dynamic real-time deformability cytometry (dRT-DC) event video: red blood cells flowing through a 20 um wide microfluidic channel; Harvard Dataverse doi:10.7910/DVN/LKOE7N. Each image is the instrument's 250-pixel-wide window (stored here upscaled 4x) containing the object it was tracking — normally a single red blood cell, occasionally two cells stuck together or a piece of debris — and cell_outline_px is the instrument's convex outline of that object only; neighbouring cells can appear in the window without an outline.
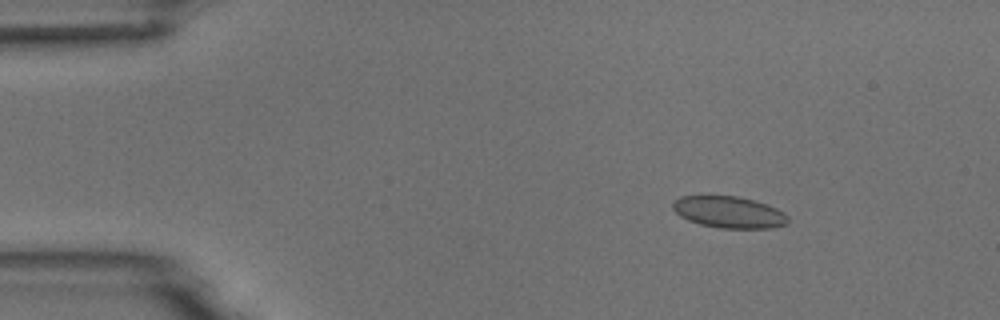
{"species": "common noctule bat (a hibernating species)", "species_latin": "Nyctalus noctula", "temperature_condition": "room temperature", "stored_images_in_passage": 5, "camera_frame_rate_fps": 3000, "um_per_image_px": 0.085, "animal": {"sex": "male", "body_mass_g": 18.8}, "frame": {"image": 1, "passage_image": 2, "time_ms": 1.0, "image_size_px": [1000, 320], "cell_outline_px": [[788, 224], [772, 228], [720, 228], [700, 224], [688, 220], [680, 216], [672, 208], [672, 204], [680, 196], [736, 196], [752, 200], [776, 208], [784, 212], [788, 216]], "centroid_in_image_um": [61.97, 18.04], "position_along_channel_um": 23.0, "area_um2": 21.1}}
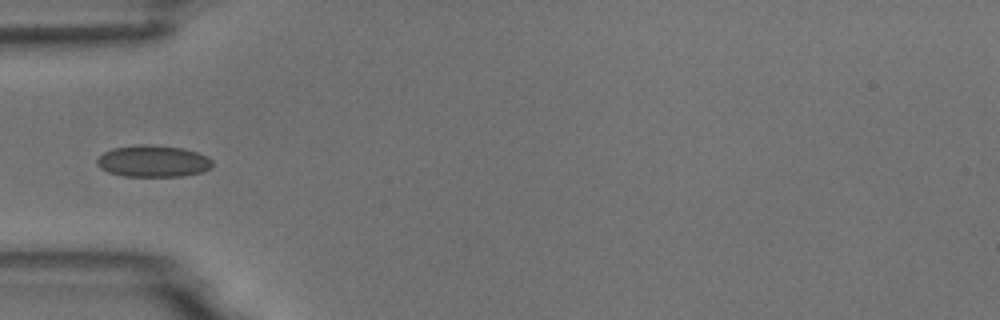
{"frame": {"image": 2, "passage_image": 5, "time_ms": 4.333, "image_size_px": [1000, 320], "cell_outline_px": [[212, 168], [204, 172], [184, 176], [124, 176], [108, 172], [100, 168], [96, 164], [96, 160], [104, 152], [112, 148], [140, 144], [144, 144], [184, 148], [208, 156], [212, 160]], "centroid_in_image_um": [13.03, 13.7], "position_along_channel_um": 72.0, "area_um2": 21.5}}